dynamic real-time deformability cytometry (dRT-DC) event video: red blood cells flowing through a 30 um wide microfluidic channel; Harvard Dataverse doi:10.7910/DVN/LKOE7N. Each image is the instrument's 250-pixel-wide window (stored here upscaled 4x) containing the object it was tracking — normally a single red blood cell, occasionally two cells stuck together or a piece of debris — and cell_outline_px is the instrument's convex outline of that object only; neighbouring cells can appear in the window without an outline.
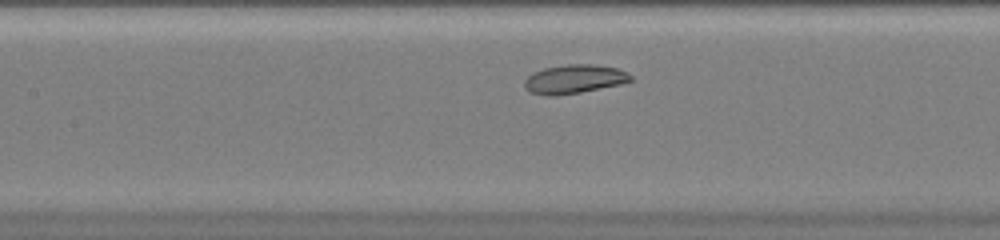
{"species": "common noctule bat (a hibernating species)", "species_latin": "Nyctalus noctula", "temperature_condition": "warm", "stored_images_in_passage": 29, "camera_frame_rate_fps": 3000, "um_per_image_px": 0.085, "animal": {"sex": "female", "body_mass_g": 20.0, "forearm_length_mm": 54.0}, "frame": {"image": 1, "passage_image": 10, "time_ms": 3.0, "image_size_px": [1000, 240], "cell_outline_px": [[632, 80], [620, 84], [580, 92], [556, 96], [548, 96], [528, 92], [524, 88], [524, 80], [532, 72], [544, 68], [568, 64], [592, 64], [616, 68], [632, 76]], "centroid_in_image_um": [48.74, 6.73], "position_along_channel_um": 158.7, "area_um2": 17.8}}
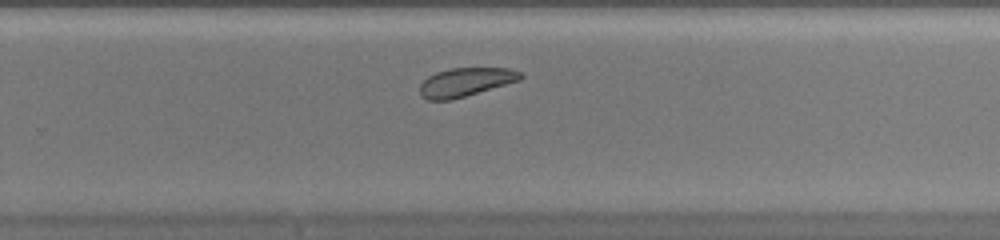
{"frame": {"image": 2, "passage_image": 20, "time_ms": 6.333, "image_size_px": [1000, 240], "cell_outline_px": [[524, 76], [520, 80], [452, 100], [428, 100], [420, 96], [420, 84], [428, 76], [436, 72], [452, 68], [508, 68], [524, 72]], "centroid_in_image_um": [39.58, 6.98], "position_along_channel_um": 290.2, "area_um2": 16.88}}
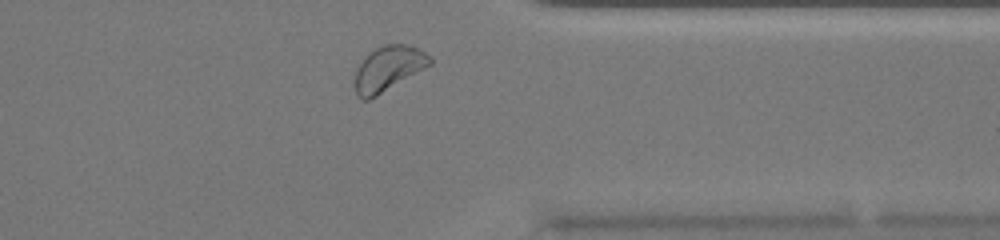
{"frame": {"image": 3, "passage_image": 27, "time_ms": 8.667, "image_size_px": [1000, 240], "cell_outline_px": [[432, 64], [376, 96], [368, 100], [364, 100], [356, 96], [352, 80], [356, 68], [376, 48], [384, 44], [408, 44], [432, 56]], "centroid_in_image_um": [32.98, 5.85], "position_along_channel_um": 378.4, "area_um2": 19.65}, "authors_computed_cell_mechanics": {"area_um2": 17.8602, "velocity_mm_per_s": 3.9597, "shape_relaxation_time_tau1_ms": 1.3148, "shape_relaxation_time_tau2_ms": 5.2778, "deformation_change_tau1": 0.0338, "deformation_change_tau2": 0.1056}}